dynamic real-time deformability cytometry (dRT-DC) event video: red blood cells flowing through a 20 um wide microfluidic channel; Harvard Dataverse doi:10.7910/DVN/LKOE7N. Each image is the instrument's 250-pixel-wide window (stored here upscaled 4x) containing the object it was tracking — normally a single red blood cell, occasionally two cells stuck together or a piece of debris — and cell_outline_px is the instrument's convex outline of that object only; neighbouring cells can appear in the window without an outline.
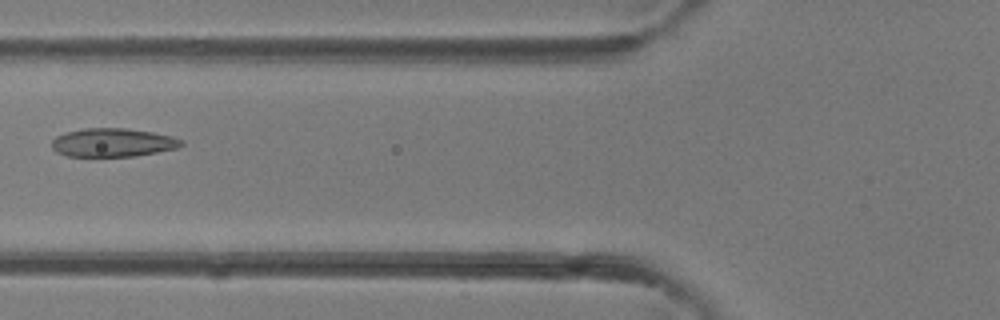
{"species": "common noctule bat (a hibernating species)", "species_latin": "Nyctalus noctula", "temperature_condition": "room temperature", "stored_images_in_passage": 28, "camera_frame_rate_fps": 3000, "um_per_image_px": 0.085, "animal": {"sex": "female"}, "frame": {"image": 1, "passage_image": 4, "time_ms": 1.0, "image_size_px": [1000, 320], "cell_outline_px": [[184, 144], [176, 148], [136, 156], [68, 156], [56, 152], [52, 148], [52, 140], [56, 136], [64, 132], [84, 128], [128, 128], [152, 132], [172, 136], [184, 140]], "centroid_in_image_um": [9.58, 12.11], "position_along_channel_um": 116.2, "area_um2": 21.62}}
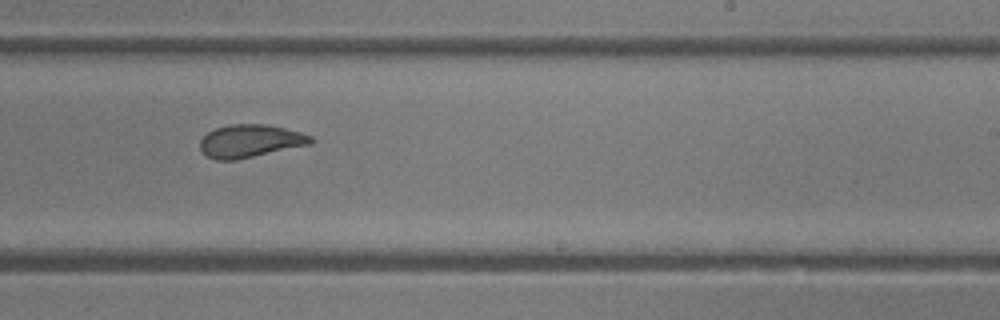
{"frame": {"image": 2, "passage_image": 13, "time_ms": 4.0, "image_size_px": [1000, 320], "cell_outline_px": [[316, 140], [312, 144], [236, 160], [216, 160], [208, 156], [200, 148], [200, 140], [208, 132], [216, 128], [228, 124], [268, 124], [300, 132], [312, 136]], "centroid_in_image_um": [21.3, 11.98], "position_along_channel_um": 267.7, "area_um2": 21.27}}
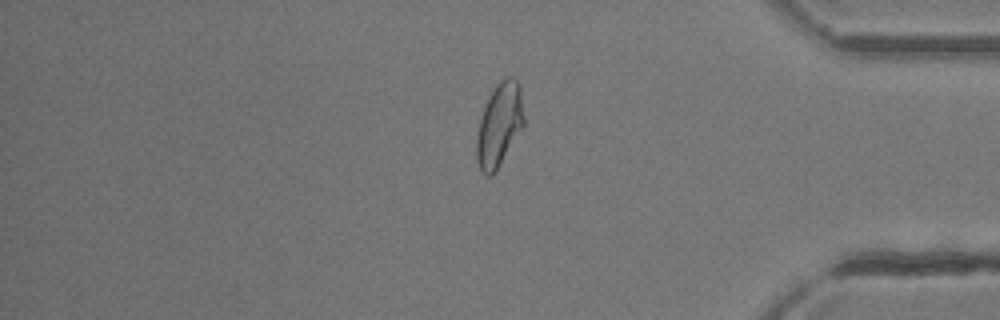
{"frame": {"image": 3, "passage_image": 22, "time_ms": 7.0, "image_size_px": [1000, 320], "cell_outline_px": [[524, 124], [496, 172], [492, 176], [484, 176], [476, 160], [476, 136], [480, 120], [484, 108], [492, 88], [500, 80], [508, 76], [512, 76], [516, 80], [520, 88], [524, 116]], "centroid_in_image_um": [42.43, 10.63], "position_along_channel_um": 392.8, "area_um2": 23.0}}